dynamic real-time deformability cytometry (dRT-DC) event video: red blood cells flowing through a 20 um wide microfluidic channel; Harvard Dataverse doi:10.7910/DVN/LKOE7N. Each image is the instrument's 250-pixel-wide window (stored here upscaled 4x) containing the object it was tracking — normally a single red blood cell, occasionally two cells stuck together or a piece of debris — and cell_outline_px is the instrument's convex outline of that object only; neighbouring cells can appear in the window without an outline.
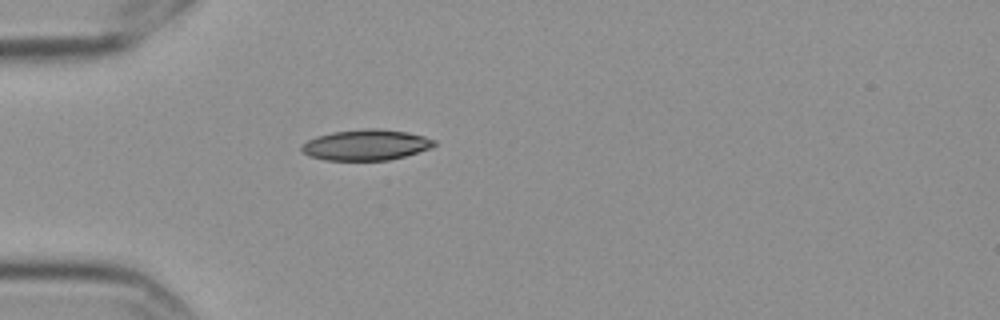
{"species": "Egyptian fruit bat (a non-hibernating species)", "species_latin": "Rousettus aegyptiacus", "temperature_condition": "cold", "stored_images_in_passage": 1, "camera_frame_rate_fps": 3000, "um_per_image_px": 0.085, "frame": {"image": 1, "passage_image": 1, "time_ms": 0.0, "image_size_px": [1000, 320], "cell_outline_px": [[436, 144], [432, 148], [404, 156], [388, 160], [324, 160], [308, 156], [300, 148], [308, 140], [316, 136], [332, 132], [368, 128], [380, 128], [408, 132], [424, 136], [436, 140]], "centroid_in_image_um": [31.13, 12.31], "position_along_channel_um": 53.9, "area_um2": 23.81}}